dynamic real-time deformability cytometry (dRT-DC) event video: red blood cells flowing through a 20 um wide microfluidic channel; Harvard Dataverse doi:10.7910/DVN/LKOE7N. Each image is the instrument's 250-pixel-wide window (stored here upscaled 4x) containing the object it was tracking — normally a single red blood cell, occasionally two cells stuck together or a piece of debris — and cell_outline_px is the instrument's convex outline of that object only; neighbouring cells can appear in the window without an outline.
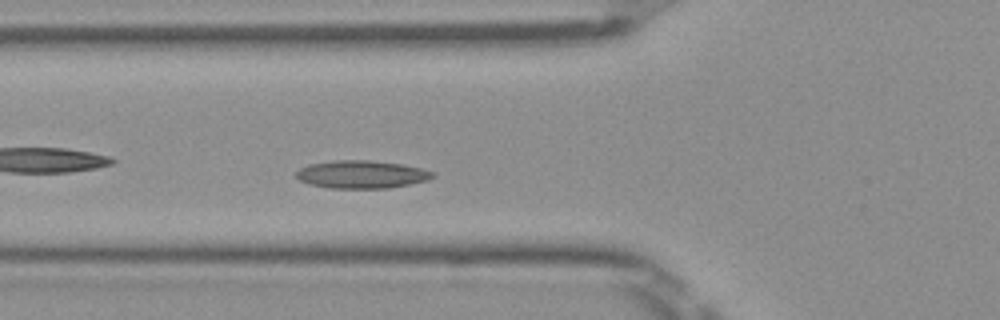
{"species": "Egyptian fruit bat (a non-hibernating species)", "species_latin": "Rousettus aegyptiacus", "temperature_condition": "room temperature", "stored_images_in_passage": 44, "camera_frame_rate_fps": 3000, "um_per_image_px": 0.085, "frame": {"image": 1, "passage_image": 11, "time_ms": 3.333, "image_size_px": [1000, 320], "cell_outline_px": [[436, 176], [428, 180], [388, 188], [332, 188], [308, 184], [300, 180], [296, 176], [296, 172], [300, 168], [308, 164], [332, 160], [368, 160], [400, 164], [420, 168], [436, 172]], "centroid_in_image_um": [30.73, 14.82], "position_along_channel_um": 95.1, "area_um2": 22.14}}
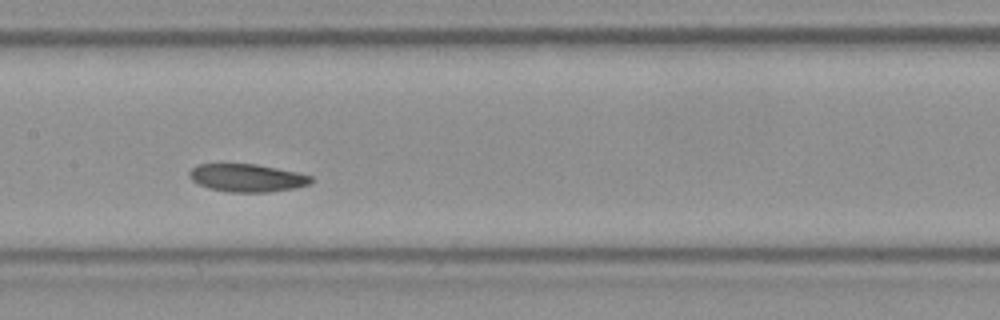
{"frame": {"image": 2, "passage_image": 18, "time_ms": 5.667, "image_size_px": [1000, 320], "cell_outline_px": [[312, 180], [308, 184], [296, 188], [268, 192], [228, 192], [208, 188], [192, 180], [188, 176], [188, 172], [196, 164], [256, 164], [296, 172], [312, 176]], "centroid_in_image_um": [20.97, 15.12], "position_along_channel_um": 186.4, "area_um2": 19.71}}
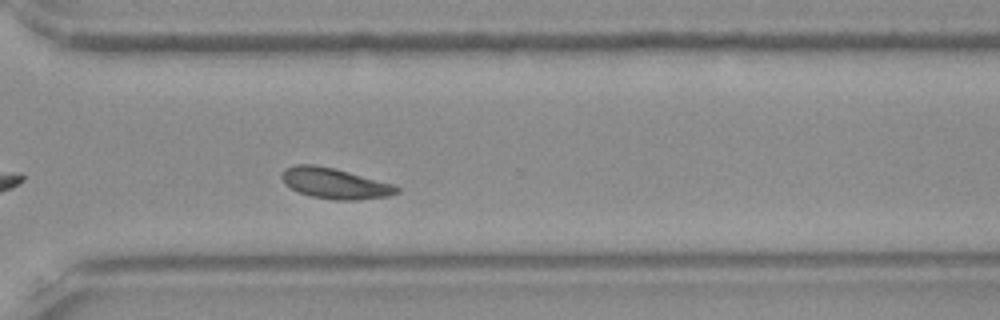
{"frame": {"image": 3, "passage_image": 30, "time_ms": 9.667, "image_size_px": [1000, 320], "cell_outline_px": [[400, 192], [388, 196], [356, 200], [336, 200], [312, 196], [300, 192], [284, 184], [280, 176], [284, 168], [296, 164], [312, 164], [332, 168], [348, 172], [392, 184], [400, 188]], "centroid_in_image_um": [28.43, 15.58], "position_along_channel_um": 342.2, "area_um2": 20.29}, "authors_computed_cell_mechanics": {"area_um2": 20.1144, "velocity_mm_per_s": 3.8998, "shape_relaxation_time_tau1_ms": null, "shape_relaxation_time_tau2_ms": 7.827, "deformation_change_tau1": null, "deformation_change_tau2": 0.1119}}